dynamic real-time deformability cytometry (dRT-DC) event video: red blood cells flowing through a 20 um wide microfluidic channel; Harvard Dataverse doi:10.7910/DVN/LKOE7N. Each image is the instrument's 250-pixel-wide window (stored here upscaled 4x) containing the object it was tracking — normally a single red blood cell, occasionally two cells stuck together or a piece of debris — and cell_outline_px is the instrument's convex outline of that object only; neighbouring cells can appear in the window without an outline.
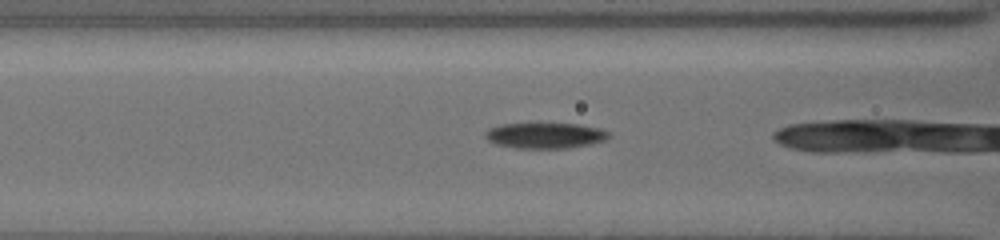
{"species": "common noctule bat (a hibernating species)", "species_latin": "Nyctalus noctula", "temperature_condition": "cold", "stored_images_in_passage": 21, "camera_frame_rate_fps": 3000, "um_per_image_px": 0.085, "animal": {"sex": "female", "body_mass_g": 19.5, "forearm_length_mm": 54.1}, "frame": {"image": 1, "passage_image": 3, "time_ms": 0.667, "image_size_px": [1000, 240], "cell_outline_px": [[608, 136], [604, 140], [592, 144], [568, 148], [516, 148], [496, 144], [488, 140], [484, 136], [484, 132], [488, 128], [500, 124], [580, 124], [600, 128], [608, 132]], "centroid_in_image_um": [46.3, 11.52], "position_along_channel_um": 120.3, "area_um2": 18.44}}
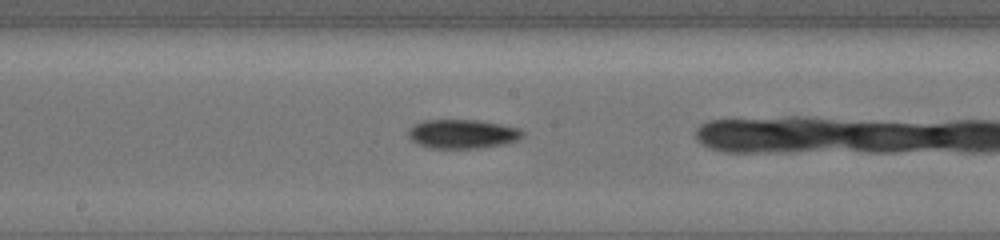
{"frame": {"image": 2, "passage_image": 10, "time_ms": 3.0, "image_size_px": [1000, 240], "cell_outline_px": [[524, 132], [516, 140], [504, 144], [476, 148], [428, 148], [412, 140], [408, 136], [408, 132], [416, 124], [424, 120], [476, 120], [500, 124], [520, 128]], "centroid_in_image_um": [39.31, 11.38], "position_along_channel_um": 208.9, "area_um2": 19.02}}
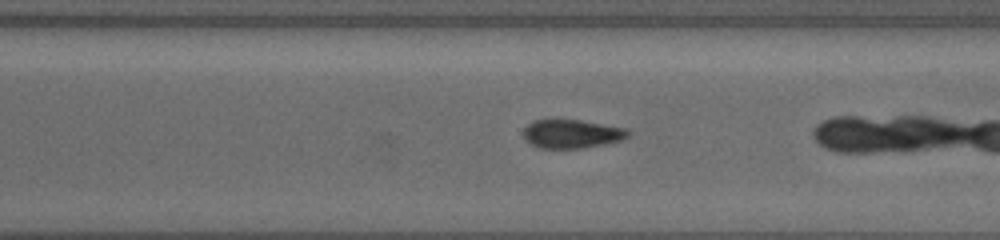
{"frame": {"image": 3, "passage_image": 19, "time_ms": 6.0, "image_size_px": [1000, 240], "cell_outline_px": [[632, 132], [628, 136], [620, 140], [580, 148], [540, 148], [532, 144], [524, 136], [524, 128], [528, 124], [536, 120], [580, 120], [628, 128]], "centroid_in_image_um": [48.63, 11.36], "position_along_channel_um": 322.0, "area_um2": 17.17}}